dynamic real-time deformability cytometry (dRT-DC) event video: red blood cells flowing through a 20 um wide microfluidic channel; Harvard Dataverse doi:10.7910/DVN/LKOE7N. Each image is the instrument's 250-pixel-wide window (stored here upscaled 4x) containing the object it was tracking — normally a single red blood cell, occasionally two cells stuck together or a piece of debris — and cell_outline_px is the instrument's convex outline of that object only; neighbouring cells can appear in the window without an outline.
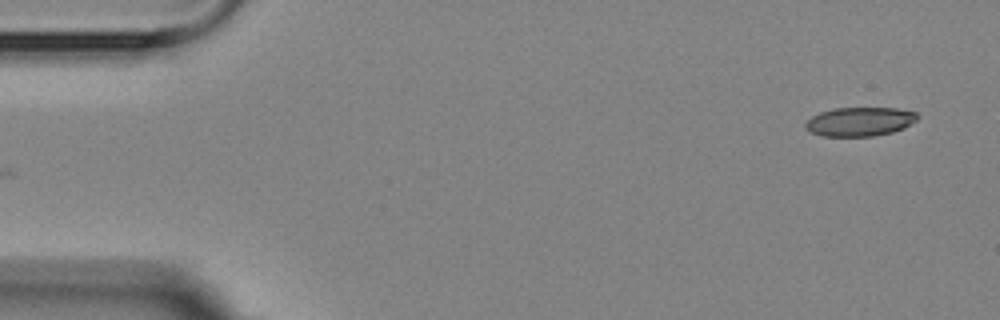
{"species": "Egyptian fruit bat (a non-hibernating species)", "species_latin": "Rousettus aegyptiacus", "temperature_condition": "room temperature", "stored_images_in_passage": 2, "camera_frame_rate_fps": 3000, "um_per_image_px": 0.085, "animal": {"sex": "female"}, "frame": {"image": 1, "passage_image": 2, "time_ms": 1.333, "image_size_px": [1000, 320], "cell_outline_px": [[920, 116], [916, 120], [904, 128], [892, 132], [872, 136], [824, 136], [812, 132], [804, 128], [804, 124], [812, 116], [820, 112], [832, 108], [896, 108], [916, 112]], "centroid_in_image_um": [73.08, 10.33], "position_along_channel_um": 11.9, "area_um2": 18.9}}